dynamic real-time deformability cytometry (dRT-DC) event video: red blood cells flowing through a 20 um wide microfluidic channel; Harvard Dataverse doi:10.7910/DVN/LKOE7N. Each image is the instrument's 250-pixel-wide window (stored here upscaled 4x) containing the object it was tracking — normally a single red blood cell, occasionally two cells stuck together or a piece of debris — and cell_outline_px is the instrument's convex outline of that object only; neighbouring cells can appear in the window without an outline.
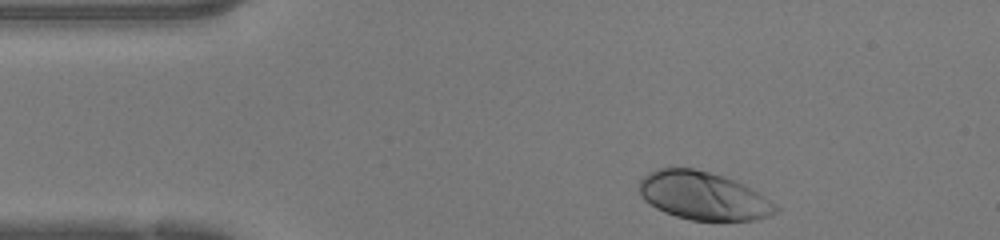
{"species": "human", "species_latin": "Homo sapiens", "temperature_condition": "warm", "stored_images_in_passage": 32, "camera_frame_rate_fps": 3000, "um_per_image_px": 0.085, "donor": {"sex": "female"}, "frame": {"image": 1, "passage_image": 1, "time_ms": 0.0, "image_size_px": [1000, 240], "cell_outline_px": [[780, 212], [756, 220], [692, 220], [676, 216], [664, 212], [656, 208], [644, 200], [640, 196], [640, 180], [644, 176], [660, 168], [692, 168], [724, 176], [736, 180], [744, 184], [764, 196], [776, 204], [780, 208]], "centroid_in_image_um": [59.81, 16.65], "position_along_channel_um": 25.2, "area_um2": 38.15}}
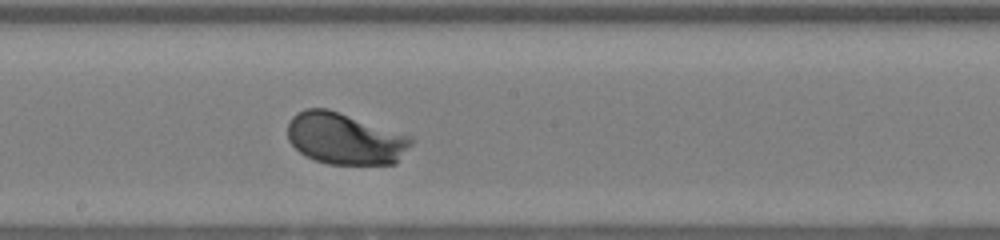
{"frame": {"image": 2, "passage_image": 19, "time_ms": 6.0, "image_size_px": [1000, 240], "cell_outline_px": [[416, 140], [396, 164], [328, 164], [304, 156], [288, 140], [288, 120], [296, 112], [304, 108], [328, 108], [412, 136]], "centroid_in_image_um": [29.34, 11.78], "position_along_channel_um": 218.9, "area_um2": 37.57}}
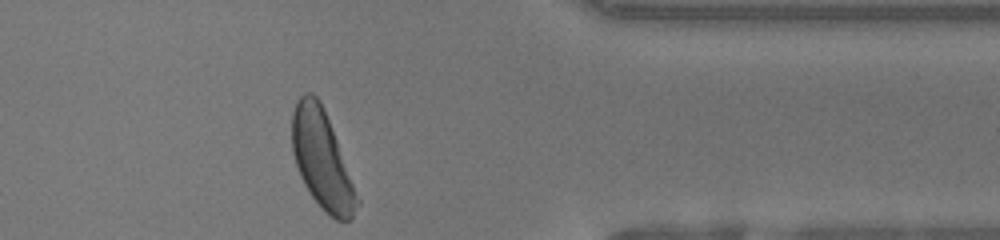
{"frame": {"image": 3, "passage_image": 32, "time_ms": 10.333, "image_size_px": [1000, 240], "cell_outline_px": [[360, 204], [352, 216], [348, 220], [336, 220], [312, 196], [304, 184], [300, 176], [292, 152], [292, 112], [296, 100], [304, 92], [312, 92], [320, 100], [324, 108], [360, 200]], "centroid_in_image_um": [27.35, 13.51], "position_along_channel_um": 384.1, "area_um2": 36.7}, "authors_computed_cell_mechanics": {"area_um2": 36.6741, "velocity_mm_per_s": 4.227, "shape_relaxation_time_tau1_ms": 1.3736, "shape_relaxation_time_tau2_ms": null, "deformation_change_tau1": 0.1326, "deformation_change_tau2": null}}